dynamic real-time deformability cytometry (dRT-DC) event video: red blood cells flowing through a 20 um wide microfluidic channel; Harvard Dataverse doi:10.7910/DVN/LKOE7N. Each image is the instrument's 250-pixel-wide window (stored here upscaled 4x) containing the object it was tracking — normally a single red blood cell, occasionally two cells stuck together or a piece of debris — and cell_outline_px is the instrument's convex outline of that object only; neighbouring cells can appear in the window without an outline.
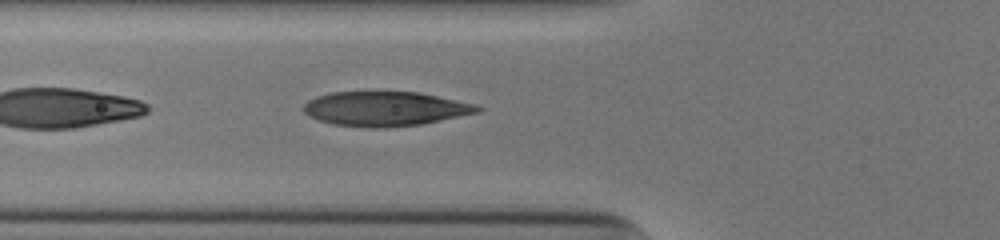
{"species": "human", "species_latin": "Homo sapiens", "temperature_condition": "cold", "stored_images_in_passage": 37, "camera_frame_rate_fps": 3000, "um_per_image_px": 0.085, "donor": {"sex": "male"}, "frame": {"image": 1, "passage_image": 4, "time_ms": 1.0, "image_size_px": [1000, 240], "cell_outline_px": [[484, 108], [480, 112], [424, 124], [384, 128], [364, 128], [332, 124], [320, 120], [304, 112], [304, 104], [308, 100], [316, 96], [332, 92], [420, 92], [476, 104]], "centroid_in_image_um": [32.79, 9.25], "position_along_channel_um": 93.0, "area_um2": 35.2}}
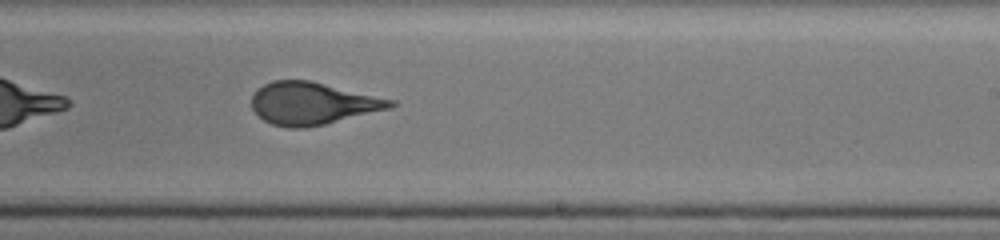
{"frame": {"image": 2, "passage_image": 17, "time_ms": 5.333, "image_size_px": [1000, 240], "cell_outline_px": [[396, 104], [388, 108], [324, 124], [304, 128], [288, 128], [272, 124], [264, 120], [252, 108], [252, 96], [264, 84], [272, 80], [308, 80], [396, 100]], "centroid_in_image_um": [26.54, 8.78], "position_along_channel_um": 262.5, "area_um2": 33.7}}
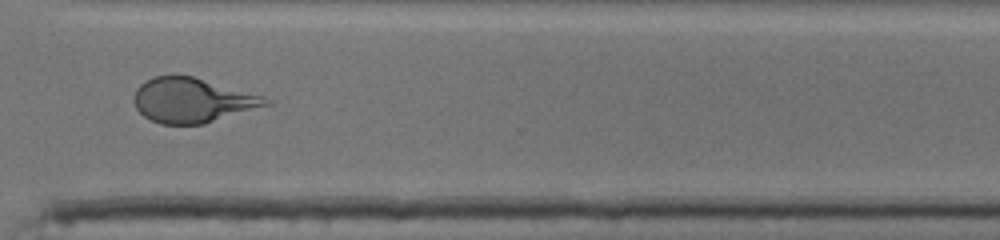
{"frame": {"image": 3, "passage_image": 24, "time_ms": 7.667, "image_size_px": [1000, 240], "cell_outline_px": [[272, 104], [204, 124], [160, 124], [144, 116], [136, 108], [132, 100], [132, 96], [136, 88], [140, 84], [156, 76], [192, 76], [264, 96], [272, 100]], "centroid_in_image_um": [16.35, 8.53], "position_along_channel_um": 354.3, "area_um2": 34.22}, "authors_computed_cell_mechanics": {"area_um2": 35.258, "velocity_mm_per_s": 3.9223, "shape_relaxation_time_tau1_ms": 3.9117, "shape_relaxation_time_tau2_ms": 0.9663, "deformation_change_tau1": 0.1723, "deformation_change_tau2": 0.0855}}